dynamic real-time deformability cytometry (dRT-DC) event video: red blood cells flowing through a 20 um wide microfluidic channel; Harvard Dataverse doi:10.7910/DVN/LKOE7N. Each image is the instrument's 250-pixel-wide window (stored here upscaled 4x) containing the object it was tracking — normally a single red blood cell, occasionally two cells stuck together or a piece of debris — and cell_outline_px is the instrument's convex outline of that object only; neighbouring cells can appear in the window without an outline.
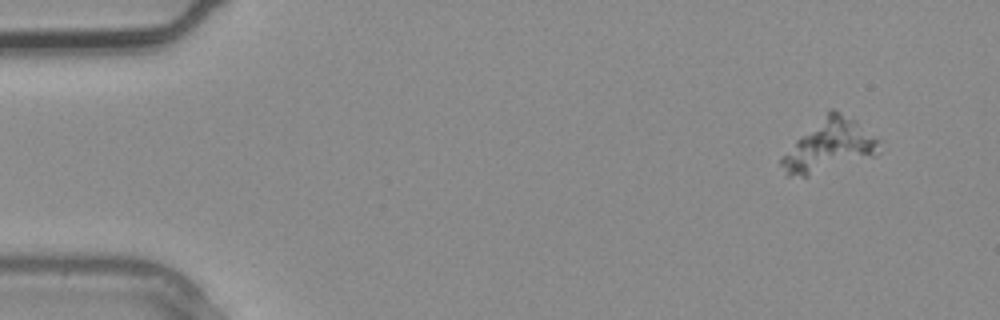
{"species": "common noctule bat (a hibernating species)", "species_latin": "Nyctalus noctula", "temperature_condition": "warm", "stored_images_in_passage": 4, "segment_of_instrument_passage": [2, 2], "camera_frame_rate_fps": 3000, "um_per_image_px": 0.085, "animal": {"sex": "male", "body_mass_g": 20.4}, "frame": {"image": 1, "passage_image": 4, "time_ms": 1.0, "image_size_px": [1000, 320], "cell_outline_px": [[880, 152], [876, 156], [808, 176], [788, 176], [780, 164], [780, 160], [796, 140], [828, 108], [832, 108], [856, 120], [880, 140]], "centroid_in_image_um": [70.53, 12.37], "position_along_channel_um": 14.5, "area_um2": 29.82}}